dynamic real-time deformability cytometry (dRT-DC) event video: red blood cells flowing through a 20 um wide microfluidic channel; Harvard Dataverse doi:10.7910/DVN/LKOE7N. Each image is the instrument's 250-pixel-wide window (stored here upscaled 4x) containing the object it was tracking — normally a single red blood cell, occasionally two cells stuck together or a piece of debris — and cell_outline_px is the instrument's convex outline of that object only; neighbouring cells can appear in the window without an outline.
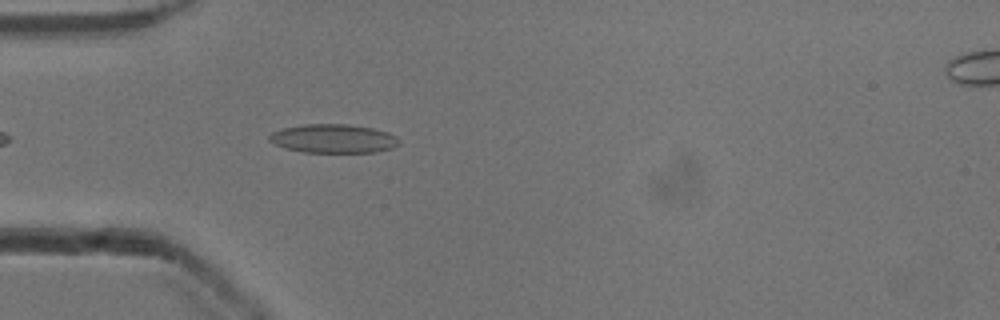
{"species": "common noctule bat (a hibernating species)", "species_latin": "Nyctalus noctula", "temperature_condition": "cold", "stored_images_in_passage": 17, "camera_frame_rate_fps": 3000, "um_per_image_px": 0.085, "animal": {"sex": "male", "body_mass_g": 13.3}, "frame": {"image": 1, "passage_image": 4, "time_ms": 1.0, "image_size_px": [1000, 320], "cell_outline_px": [[400, 144], [392, 148], [376, 152], [304, 152], [288, 148], [276, 144], [268, 140], [268, 136], [272, 132], [284, 128], [304, 124], [348, 124], [372, 128], [388, 132], [396, 136], [400, 140]], "centroid_in_image_um": [28.38, 11.77], "position_along_channel_um": 56.6, "area_um2": 21.68}}
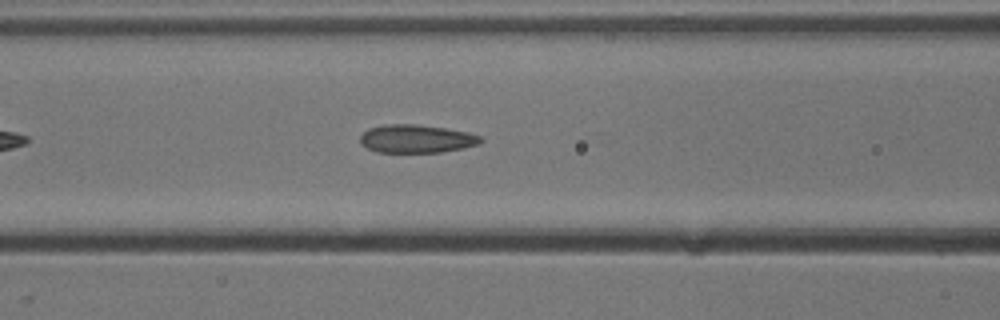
{"frame": {"image": 2, "passage_image": 10, "time_ms": 3.0, "image_size_px": [1000, 320], "cell_outline_px": [[484, 140], [480, 144], [440, 152], [376, 152], [360, 144], [360, 136], [368, 128], [384, 124], [416, 124], [444, 128], [468, 132], [480, 136]], "centroid_in_image_um": [35.37, 11.79], "position_along_channel_um": 131.2, "area_um2": 19.77}}
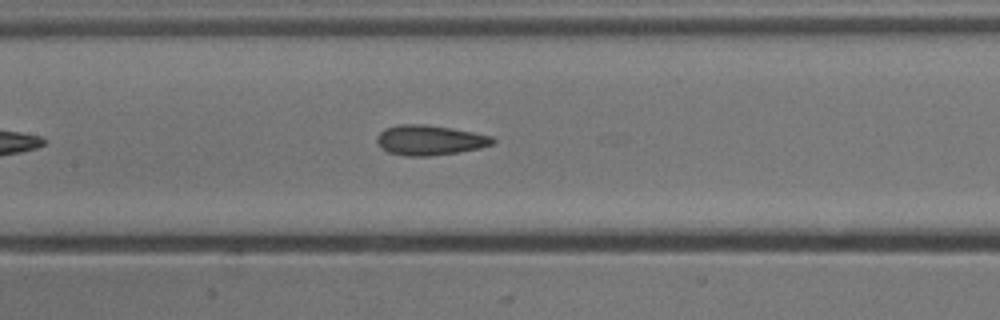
{"frame": {"image": 3, "passage_image": 13, "time_ms": 4.0, "image_size_px": [1000, 320], "cell_outline_px": [[496, 140], [492, 144], [480, 148], [456, 152], [428, 156], [404, 156], [388, 152], [380, 148], [376, 140], [376, 136], [384, 128], [400, 124], [428, 124], [452, 128], [492, 136]], "centroid_in_image_um": [36.48, 11.9], "position_along_channel_um": 170.9, "area_um2": 20.35}}